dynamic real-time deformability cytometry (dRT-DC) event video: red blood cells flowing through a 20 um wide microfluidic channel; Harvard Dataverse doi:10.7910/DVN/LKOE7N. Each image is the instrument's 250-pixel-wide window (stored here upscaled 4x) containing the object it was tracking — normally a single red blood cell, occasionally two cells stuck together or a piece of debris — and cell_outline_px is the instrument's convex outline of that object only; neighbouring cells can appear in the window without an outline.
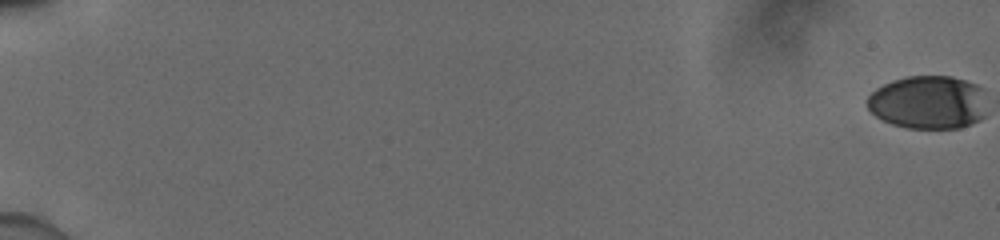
{"species": "human", "species_latin": "Homo sapiens", "temperature_condition": "cold", "stored_images_in_passage": 57, "camera_frame_rate_fps": 3000, "um_per_image_px": 0.085, "donor": {"sex": "male"}, "frame": {"image": 1, "passage_image": 1, "time_ms": 0.0, "image_size_px": [1000, 240], "cell_outline_px": [[972, 120], [968, 124], [952, 128], [916, 128], [896, 124], [884, 120], [872, 112], [868, 108], [868, 100], [880, 88], [896, 80], [912, 76], [948, 76], [960, 80], [968, 84]], "centroid_in_image_um": [78.52, 8.71], "position_along_channel_um": 6.5, "area_um2": 32.31}}
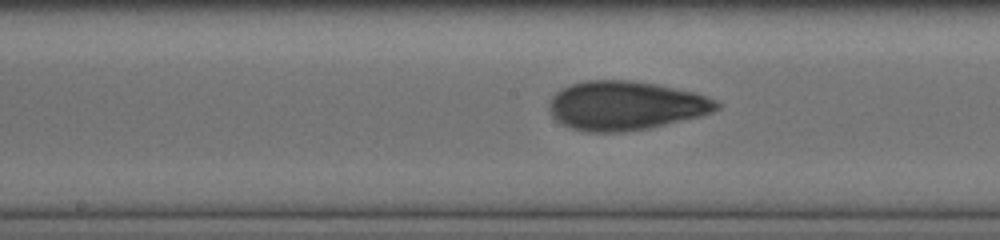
{"frame": {"image": 2, "passage_image": 33, "time_ms": 10.667, "image_size_px": [1000, 240], "cell_outline_px": [[716, 104], [712, 108], [704, 112], [688, 116], [652, 124], [632, 128], [584, 128], [572, 124], [564, 120], [556, 112], [556, 96], [560, 92], [568, 88], [580, 84], [640, 84], [700, 96]], "centroid_in_image_um": [53.17, 8.96], "position_along_channel_um": 195.0, "area_um2": 38.73}}
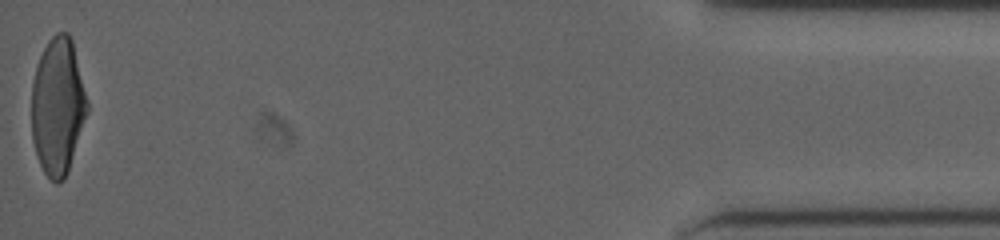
{"frame": {"image": 3, "passage_image": 57, "time_ms": 18.667, "image_size_px": [1000, 240], "cell_outline_px": [[84, 116], [68, 168], [64, 176], [60, 180], [52, 180], [48, 176], [36, 152], [32, 132], [32, 88], [36, 68], [48, 44], [60, 32], [64, 32], [68, 36], [72, 44], [84, 96]], "centroid_in_image_um": [4.84, 9.05], "position_along_channel_um": 430.4, "area_um2": 40.86}, "authors_computed_cell_mechanics": {"area_um2": 39.2462, "velocity_mm_per_s": 3.9345, "shape_relaxation_time_tau1_ms": 5.3528, "shape_relaxation_time_tau2_ms": 1.3133, "deformation_change_tau1": 0.2274, "deformation_change_tau2": 0.0818}}